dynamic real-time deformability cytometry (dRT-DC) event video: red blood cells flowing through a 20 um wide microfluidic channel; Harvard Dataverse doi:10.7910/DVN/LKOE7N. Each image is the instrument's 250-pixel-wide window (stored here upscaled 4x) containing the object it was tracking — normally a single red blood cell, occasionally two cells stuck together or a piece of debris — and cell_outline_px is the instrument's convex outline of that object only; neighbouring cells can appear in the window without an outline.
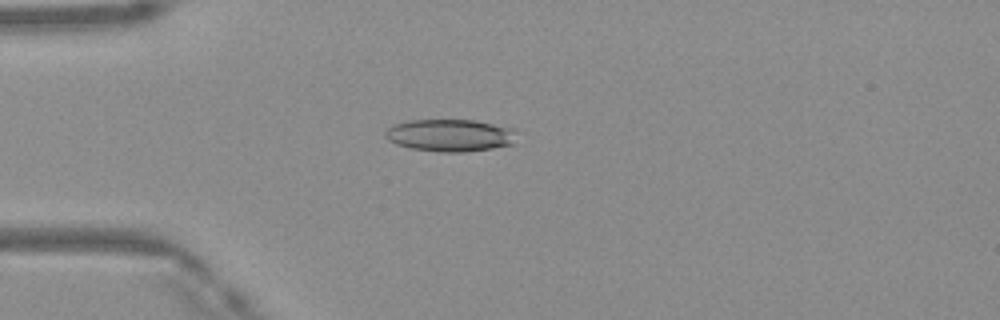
{"species": "Egyptian fruit bat (a non-hibernating species)", "species_latin": "Rousettus aegyptiacus", "temperature_condition": "warm", "stored_images_in_passage": 48, "camera_frame_rate_fps": 3000, "um_per_image_px": 0.085, "frame": {"image": 1, "passage_image": 13, "time_ms": 4.0, "image_size_px": [1000, 320], "cell_outline_px": [[516, 144], [492, 148], [464, 152], [444, 152], [412, 148], [396, 144], [388, 140], [384, 136], [384, 132], [392, 124], [412, 120], [476, 120], [512, 128], [516, 132]], "centroid_in_image_um": [38.27, 11.5], "position_along_channel_um": 46.7, "area_um2": 24.85}}
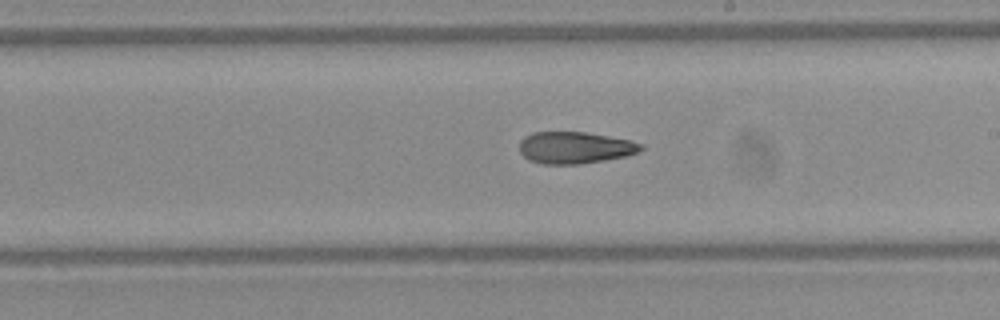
{"frame": {"image": 2, "passage_image": 28, "time_ms": 9.0, "image_size_px": [1000, 320], "cell_outline_px": [[644, 148], [636, 152], [624, 156], [604, 160], [580, 164], [540, 164], [528, 160], [520, 152], [520, 140], [524, 136], [532, 132], [584, 132], [608, 136], [628, 140], [644, 144]], "centroid_in_image_um": [48.82, 12.55], "position_along_channel_um": 240.2, "area_um2": 22.48}}
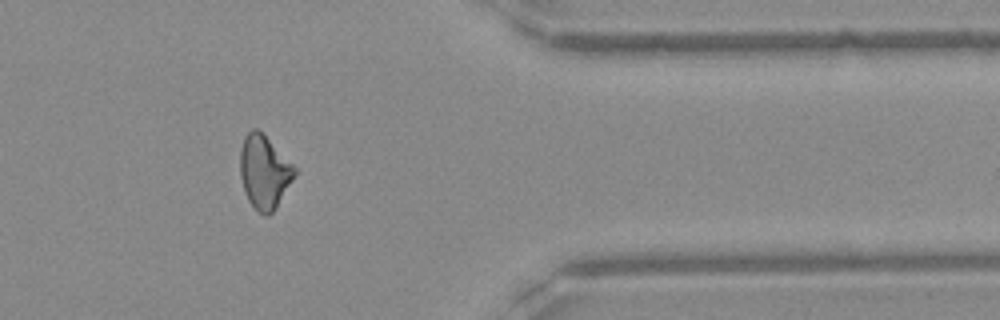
{"frame": {"image": 3, "passage_image": 40, "time_ms": 13.0, "image_size_px": [1000, 320], "cell_outline_px": [[296, 172], [292, 180], [276, 208], [268, 216], [264, 216], [248, 200], [244, 192], [240, 176], [240, 148], [244, 136], [252, 128], [256, 128], [296, 168]], "centroid_in_image_um": [22.43, 14.63], "position_along_channel_um": 389.0, "area_um2": 22.83}, "authors_computed_cell_mechanics": {"area_um2": 23.5535, "velocity_mm_per_s": 4.1848, "shape_relaxation_time_tau1_ms": null, "shape_relaxation_time_tau2_ms": 4.4914, "deformation_change_tau1": null, "deformation_change_tau2": 0.134}}